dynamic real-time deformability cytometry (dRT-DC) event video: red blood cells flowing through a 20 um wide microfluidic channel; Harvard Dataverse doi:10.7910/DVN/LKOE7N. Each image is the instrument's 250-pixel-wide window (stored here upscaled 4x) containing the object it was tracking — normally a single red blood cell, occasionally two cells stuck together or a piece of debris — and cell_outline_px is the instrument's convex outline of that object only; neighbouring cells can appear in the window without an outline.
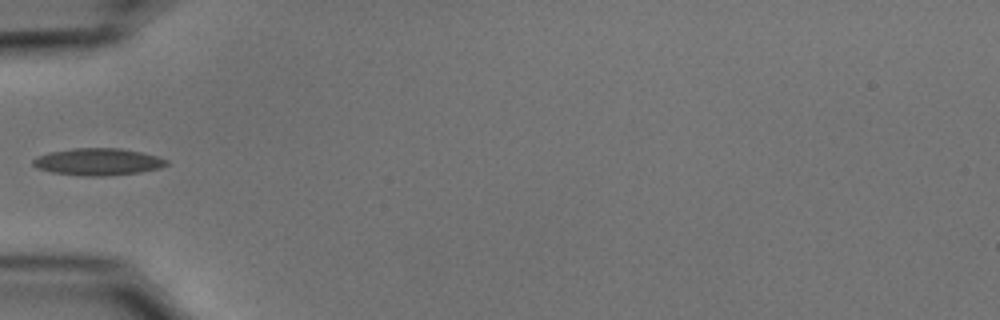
{"species": "common noctule bat (a hibernating species)", "species_latin": "Nyctalus noctula", "temperature_condition": "cold", "stored_images_in_passage": 5, "camera_frame_rate_fps": 3000, "um_per_image_px": 0.085, "animal": {"sex": "male", "body_mass_g": 15.6}, "frame": {"image": 1, "passage_image": 1, "time_ms": 0.0, "image_size_px": [1000, 320], "cell_outline_px": [[168, 164], [160, 168], [140, 172], [108, 176], [88, 176], [52, 172], [36, 168], [32, 164], [32, 160], [36, 156], [48, 152], [72, 148], [120, 148], [140, 152], [156, 156], [168, 160]], "centroid_in_image_um": [8.3, 13.75], "position_along_channel_um": 76.7, "area_um2": 21.1}}